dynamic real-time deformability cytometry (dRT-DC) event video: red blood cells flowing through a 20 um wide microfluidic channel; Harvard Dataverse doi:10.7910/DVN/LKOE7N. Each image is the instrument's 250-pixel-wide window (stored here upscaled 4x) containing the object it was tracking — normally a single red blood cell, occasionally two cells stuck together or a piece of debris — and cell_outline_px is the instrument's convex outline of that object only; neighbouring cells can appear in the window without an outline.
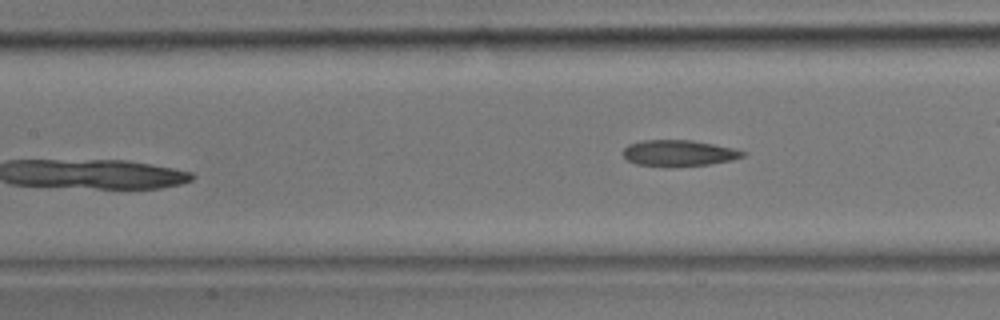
{"species": "common noctule bat (a hibernating species)", "species_latin": "Nyctalus noctula", "temperature_condition": "room temperature", "stored_images_in_passage": 16, "camera_frame_rate_fps": 3000, "um_per_image_px": 0.085, "animal": {"sex": "male", "body_mass_g": 17.9}, "frame": {"image": 1, "passage_image": 16, "time_ms": 5.0, "image_size_px": [1000, 320], "cell_outline_px": [[748, 152], [744, 156], [732, 160], [708, 164], [668, 168], [636, 164], [628, 160], [624, 156], [624, 148], [628, 144], [640, 140], [692, 140], [736, 148]], "centroid_in_image_um": [57.71, 13.02], "position_along_channel_um": 149.7, "area_um2": 18.61}}